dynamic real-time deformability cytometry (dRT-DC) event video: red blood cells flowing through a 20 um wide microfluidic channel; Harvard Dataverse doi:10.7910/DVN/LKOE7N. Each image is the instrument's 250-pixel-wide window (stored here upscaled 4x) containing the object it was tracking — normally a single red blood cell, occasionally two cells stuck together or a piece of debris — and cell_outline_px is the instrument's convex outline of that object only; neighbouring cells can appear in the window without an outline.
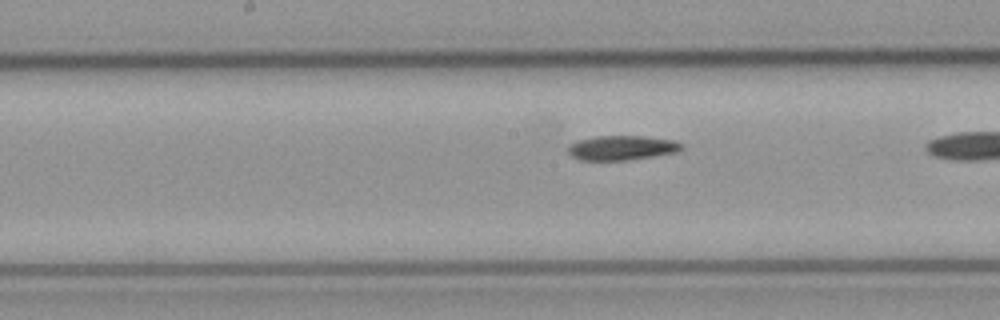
{"species": "common noctule bat (a hibernating species)", "species_latin": "Nyctalus noctula", "temperature_condition": "cold", "stored_images_in_passage": 34, "camera_frame_rate_fps": 3000, "um_per_image_px": 0.085, "animal": {"sex": "male", "body_mass_g": 23.1, "forearm_length_mm": 52.7}, "frame": {"image": 1, "passage_image": 20, "time_ms": 6.333, "image_size_px": [1000, 320], "cell_outline_px": [[684, 148], [680, 152], [624, 160], [580, 160], [572, 156], [568, 152], [568, 144], [576, 140], [596, 136], [644, 136], [676, 140], [684, 144]], "centroid_in_image_um": [52.88, 12.55], "position_along_channel_um": 195.3, "area_um2": 16.47}}